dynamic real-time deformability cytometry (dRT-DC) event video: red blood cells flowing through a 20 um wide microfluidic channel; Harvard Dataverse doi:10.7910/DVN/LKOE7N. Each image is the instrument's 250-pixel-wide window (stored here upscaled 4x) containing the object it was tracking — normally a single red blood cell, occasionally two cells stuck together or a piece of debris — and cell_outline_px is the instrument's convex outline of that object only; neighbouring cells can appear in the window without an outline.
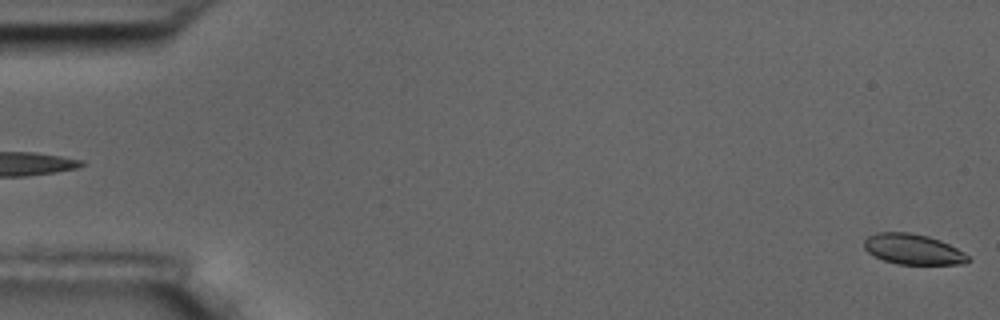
{"species": "common noctule bat (a hibernating species)", "species_latin": "Nyctalus noctula", "temperature_condition": "room temperature", "stored_images_in_passage": 6, "segment_of_instrument_passage": [2, 2], "camera_frame_rate_fps": 3000, "um_per_image_px": 0.085, "animal": {"sex": "male", "body_mass_g": 17.5, "forearm_length_mm": 52.3}, "frame": {"image": 1, "passage_image": 6, "time_ms": 6.0, "image_size_px": [1000, 320], "cell_outline_px": [[972, 260], [964, 264], [896, 264], [872, 256], [864, 248], [864, 240], [868, 236], [876, 232], [908, 232], [928, 236], [940, 240], [964, 252]], "centroid_in_image_um": [77.59, 21.19], "position_along_channel_um": 7.4, "area_um2": 18.55}}